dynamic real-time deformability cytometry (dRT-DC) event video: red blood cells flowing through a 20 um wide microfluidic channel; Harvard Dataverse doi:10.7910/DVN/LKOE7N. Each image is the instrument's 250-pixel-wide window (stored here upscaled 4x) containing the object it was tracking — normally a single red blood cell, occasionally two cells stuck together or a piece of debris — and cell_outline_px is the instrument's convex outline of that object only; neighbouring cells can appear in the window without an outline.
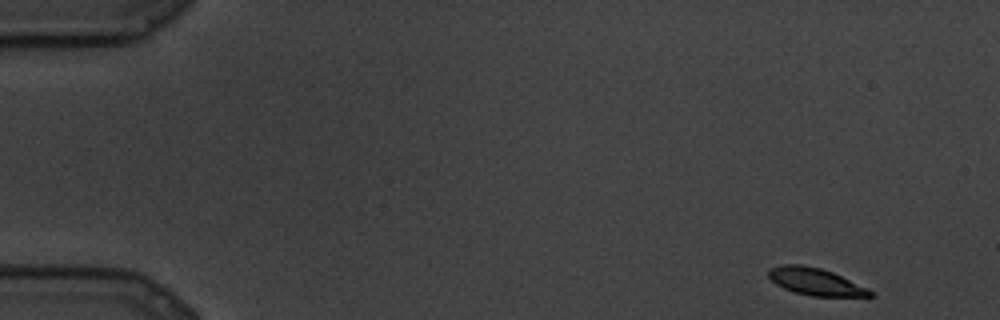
{"species": "common noctule bat (a hibernating species)", "species_latin": "Nyctalus noctula", "temperature_condition": "cold", "stored_images_in_passage": 87, "camera_frame_rate_fps": 3000, "um_per_image_px": 0.085, "animal": {"sex": "male", "body_mass_g": 19.5, "forearm_length_mm": 54.6}, "frame": {"image": 1, "passage_image": 1, "time_ms": 0.0, "image_size_px": [1000, 320], "cell_outline_px": [[876, 296], [868, 300], [812, 296], [792, 292], [776, 284], [768, 276], [768, 268], [780, 264], [800, 264], [820, 268], [832, 272], [868, 288], [876, 292]], "centroid_in_image_um": [69.48, 24.01], "position_along_channel_um": 15.5, "area_um2": 17.11}}
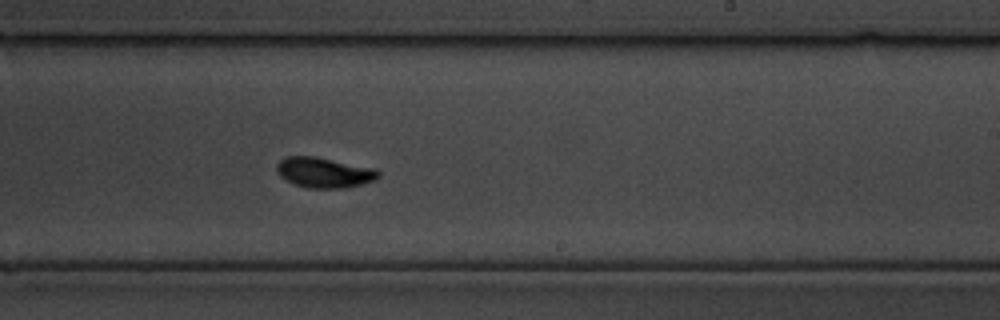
{"frame": {"image": 2, "passage_image": 51, "time_ms": 16.667, "image_size_px": [1000, 320], "cell_outline_px": [[380, 176], [376, 180], [344, 188], [308, 188], [292, 184], [280, 176], [276, 168], [276, 164], [284, 156], [316, 156], [376, 168], [380, 172]], "centroid_in_image_um": [27.55, 14.65], "position_along_channel_um": 261.4, "area_um2": 18.21}}
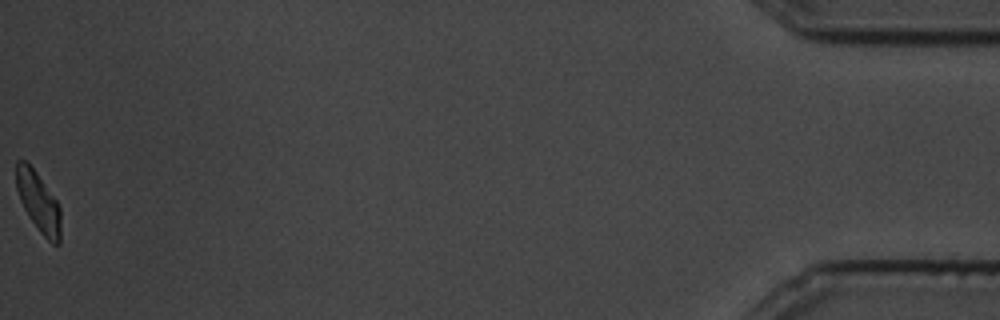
{"frame": {"image": 3, "passage_image": 87, "time_ms": 28.667, "image_size_px": [1000, 320], "cell_outline_px": [[60, 244], [52, 244], [40, 232], [28, 216], [20, 200], [16, 188], [16, 160], [28, 160], [56, 200], [60, 208]], "centroid_in_image_um": [3.25, 17.13], "position_along_channel_um": 432.0, "area_um2": 15.61}}